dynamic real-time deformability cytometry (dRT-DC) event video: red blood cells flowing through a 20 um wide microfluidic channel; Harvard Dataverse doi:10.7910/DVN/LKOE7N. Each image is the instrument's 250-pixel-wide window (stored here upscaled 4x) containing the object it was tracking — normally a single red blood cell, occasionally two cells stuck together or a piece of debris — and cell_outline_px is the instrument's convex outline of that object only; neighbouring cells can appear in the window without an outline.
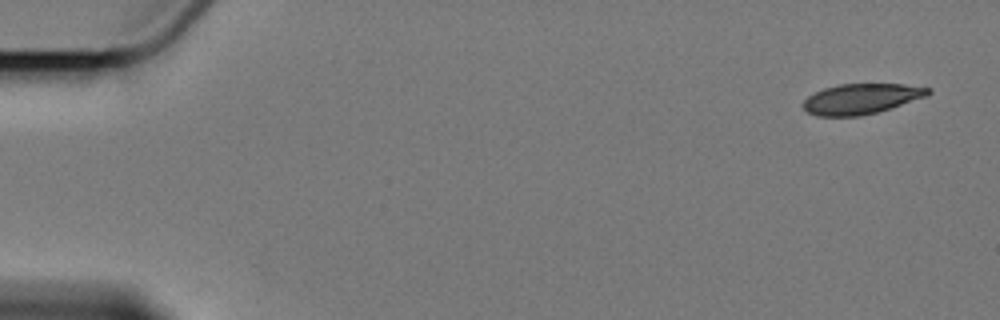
{"species": "Egyptian fruit bat (a non-hibernating species)", "species_latin": "Rousettus aegyptiacus", "temperature_condition": "cold", "stored_images_in_passage": 8, "camera_frame_rate_fps": 3000, "um_per_image_px": 0.085, "animal": {"sex": "female"}, "frame": {"image": 1, "passage_image": 1, "time_ms": 0.0, "image_size_px": [1000, 320], "cell_outline_px": [[932, 92], [924, 96], [876, 112], [860, 116], [816, 116], [808, 112], [804, 108], [804, 100], [808, 96], [824, 88], [840, 84], [904, 84], [932, 88]], "centroid_in_image_um": [73.18, 8.39], "position_along_channel_um": 11.8, "area_um2": 21.68}}
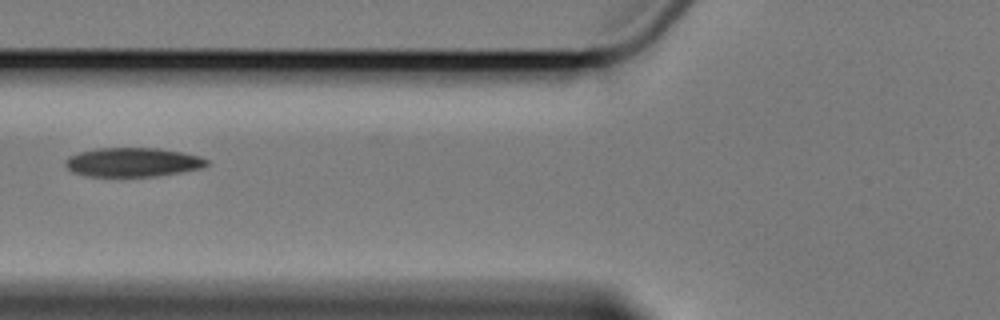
{"frame": {"image": 2, "passage_image": 6, "time_ms": 7.0, "image_size_px": [1000, 320], "cell_outline_px": [[208, 164], [200, 168], [180, 172], [156, 176], [88, 176], [72, 172], [64, 164], [64, 160], [68, 156], [80, 152], [96, 148], [160, 148], [200, 156], [208, 160]], "centroid_in_image_um": [11.25, 13.78], "position_along_channel_um": 114.6, "area_um2": 23.87}}
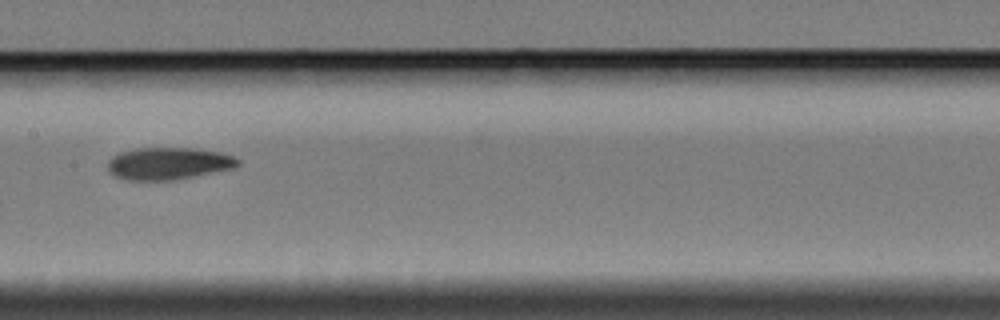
{"frame": {"image": 3, "passage_image": 8, "time_ms": 9.333, "image_size_px": [1000, 320], "cell_outline_px": [[240, 164], [236, 168], [176, 180], [128, 180], [116, 176], [108, 172], [108, 160], [112, 156], [120, 152], [136, 148], [192, 148], [220, 152], [232, 156], [240, 160]], "centroid_in_image_um": [14.33, 13.9], "position_along_channel_um": 193.1, "area_um2": 24.62}}